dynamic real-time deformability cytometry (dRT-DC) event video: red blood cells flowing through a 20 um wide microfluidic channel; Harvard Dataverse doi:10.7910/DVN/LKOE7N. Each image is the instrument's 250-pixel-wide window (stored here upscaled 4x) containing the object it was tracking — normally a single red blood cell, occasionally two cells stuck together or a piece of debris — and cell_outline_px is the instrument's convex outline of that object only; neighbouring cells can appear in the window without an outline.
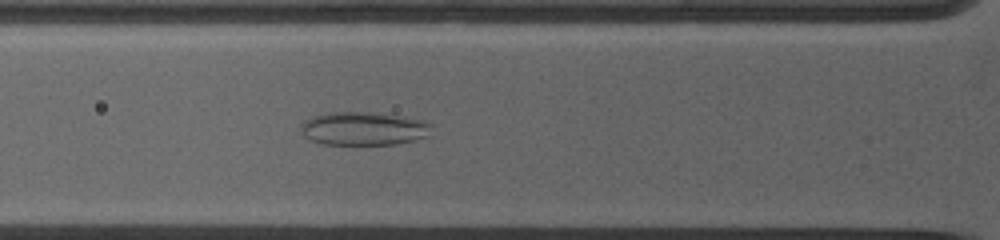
{"species": "common noctule bat (a hibernating species)", "species_latin": "Nyctalus noctula", "temperature_condition": "warm", "stored_images_in_passage": 35, "camera_frame_rate_fps": 5000, "um_per_image_px": 0.085, "animal": {"sex": "female", "body_mass_g": 19.0, "forearm_length_mm": 53.3}, "frame": {"image": 1, "passage_image": 4, "time_ms": 0.8, "image_size_px": [1000, 240], "cell_outline_px": [[432, 136], [396, 144], [324, 144], [312, 140], [304, 136], [304, 124], [308, 120], [316, 116], [332, 112], [360, 112], [388, 116], [428, 124]], "centroid_in_image_um": [30.88, 10.97], "position_along_channel_um": 94.9, "area_um2": 23.93}}
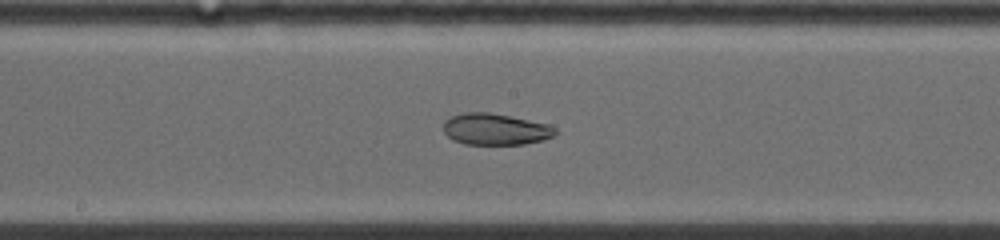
{"frame": {"image": 2, "passage_image": 15, "time_ms": 3.6, "image_size_px": [1000, 240], "cell_outline_px": [[556, 132], [552, 136], [540, 140], [524, 144], [464, 144], [452, 140], [444, 132], [444, 124], [452, 116], [468, 112], [488, 112], [508, 116], [544, 124], [556, 128]], "centroid_in_image_um": [42.06, 10.99], "position_along_channel_um": 206.1, "area_um2": 19.94}}
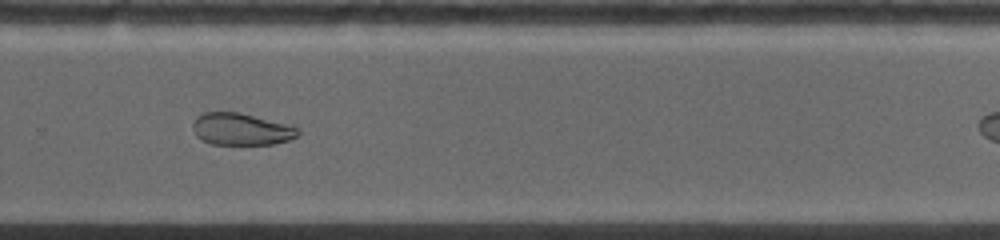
{"frame": {"image": 3, "passage_image": 25, "time_ms": 6.2, "image_size_px": [1000, 240], "cell_outline_px": [[300, 132], [296, 136], [288, 140], [272, 144], [212, 144], [200, 140], [196, 136], [192, 124], [204, 112], [236, 112], [252, 116], [296, 128]], "centroid_in_image_um": [20.43, 11.0], "position_along_channel_um": 309.4, "area_um2": 18.9}}